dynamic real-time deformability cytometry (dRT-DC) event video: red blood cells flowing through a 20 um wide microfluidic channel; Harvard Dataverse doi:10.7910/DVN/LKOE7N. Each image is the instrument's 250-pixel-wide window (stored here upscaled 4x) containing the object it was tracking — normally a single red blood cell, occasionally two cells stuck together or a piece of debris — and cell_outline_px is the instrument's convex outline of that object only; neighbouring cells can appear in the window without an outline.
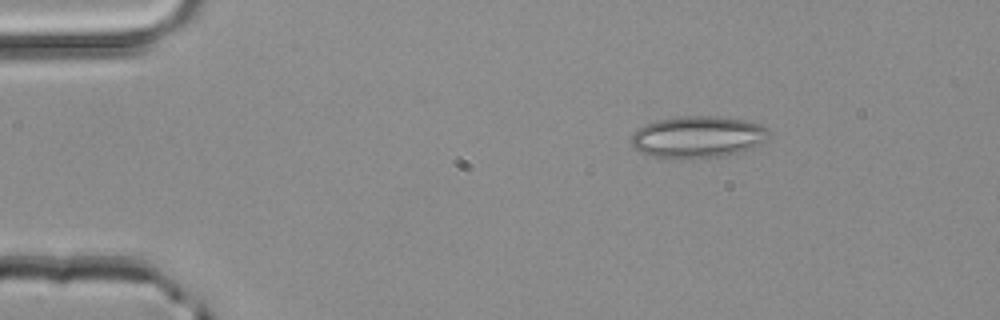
{"species": "common noctule bat (a hibernating species)", "species_latin": "Nyctalus noctula", "temperature_condition": "room temperature", "stored_images_in_passage": 2, "camera_frame_rate_fps": 3000, "um_per_image_px": 0.085, "animal": {"sex": "male", "body_mass_g": 20.4}, "frame": {"image": 1, "passage_image": 1, "time_ms": 0.0, "image_size_px": [1000, 320], "cell_outline_px": [[772, 132], [764, 140], [752, 148], [744, 152], [720, 156], [692, 160], [688, 160], [644, 156], [632, 144], [632, 136], [640, 128], [648, 124], [660, 120], [684, 116], [716, 116], [744, 120], [760, 124], [768, 128]], "centroid_in_image_um": [59.35, 11.68], "position_along_channel_um": 25.7, "area_um2": 33.76}}